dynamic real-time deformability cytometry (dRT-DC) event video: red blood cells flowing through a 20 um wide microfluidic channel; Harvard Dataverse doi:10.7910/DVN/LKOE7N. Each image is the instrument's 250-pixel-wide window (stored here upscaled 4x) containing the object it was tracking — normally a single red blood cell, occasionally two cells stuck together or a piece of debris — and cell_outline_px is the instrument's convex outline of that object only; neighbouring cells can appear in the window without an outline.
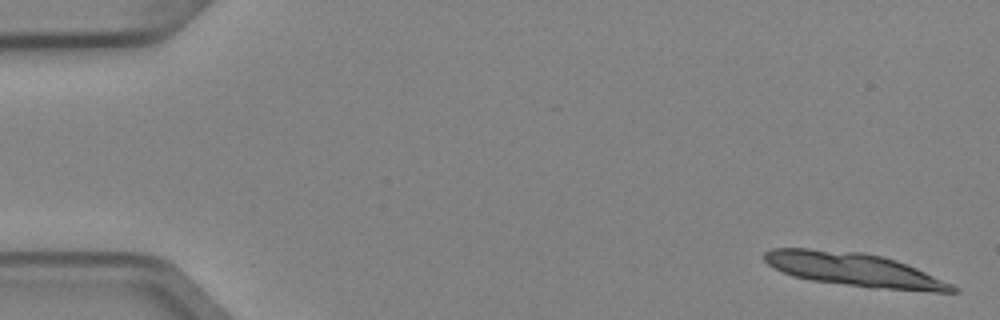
{"species": "Egyptian fruit bat (a non-hibernating species)", "species_latin": "Rousettus aegyptiacus", "temperature_condition": "cold", "stored_images_in_passage": 4, "camera_frame_rate_fps": 3000, "um_per_image_px": 0.085, "animal": {"sex": "female"}, "frame": {"image": 1, "passage_image": 1, "time_ms": 0.0, "image_size_px": [1000, 320], "cell_outline_px": [[960, 292], [932, 292], [868, 288], [812, 280], [792, 276], [768, 264], [764, 260], [764, 252], [772, 248], [808, 248], [864, 252], [884, 256], [896, 260], [916, 268], [952, 284], [960, 288]], "centroid_in_image_um": [72.64, 22.93], "position_along_channel_um": 12.4, "area_um2": 36.99}}